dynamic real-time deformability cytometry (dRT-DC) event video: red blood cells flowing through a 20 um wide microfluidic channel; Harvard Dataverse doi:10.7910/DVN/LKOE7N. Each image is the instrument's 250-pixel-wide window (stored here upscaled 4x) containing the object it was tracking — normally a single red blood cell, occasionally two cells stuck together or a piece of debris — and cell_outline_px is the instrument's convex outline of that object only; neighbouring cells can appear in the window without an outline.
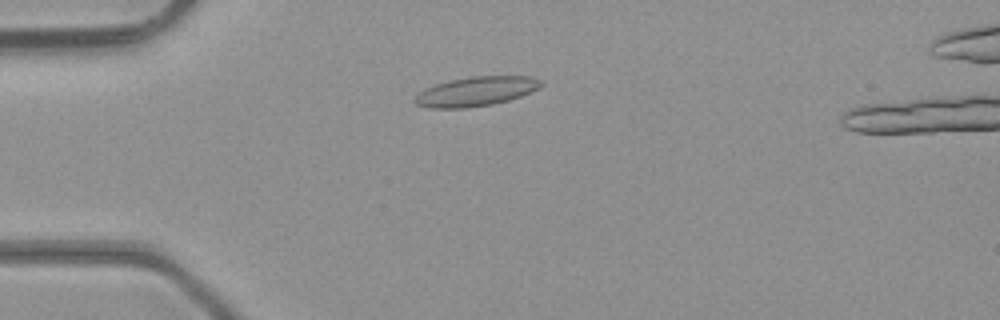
{"species": "common noctule bat (a hibernating species)", "species_latin": "Nyctalus noctula", "temperature_condition": "room temperature", "stored_images_in_passage": 42, "camera_frame_rate_fps": 3000, "um_per_image_px": 0.085, "animal": {"sex": "male", "body_mass_g": 23.1, "forearm_length_mm": 52.7}, "frame": {"image": 1, "passage_image": 7, "time_ms": 2.0, "image_size_px": [1000, 320], "cell_outline_px": [[544, 84], [540, 88], [520, 96], [508, 100], [492, 104], [464, 108], [428, 108], [416, 104], [412, 100], [424, 88], [436, 84], [452, 80], [472, 76], [532, 76], [544, 80]], "centroid_in_image_um": [40.49, 7.76], "position_along_channel_um": 44.5, "area_um2": 21.68}}
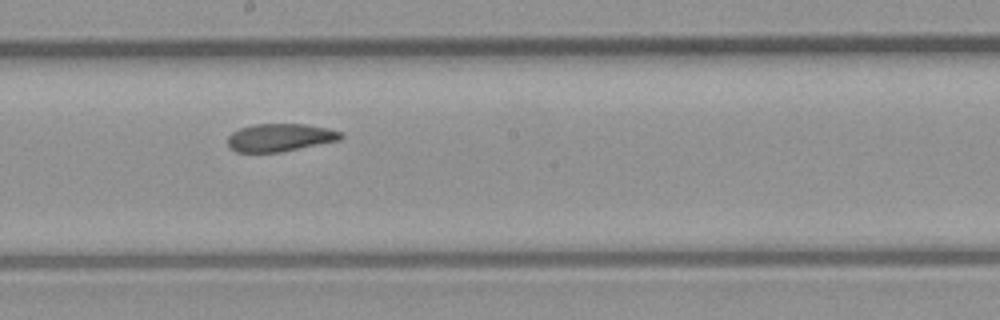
{"frame": {"image": 2, "passage_image": 21, "time_ms": 6.667, "image_size_px": [1000, 320], "cell_outline_px": [[344, 136], [340, 140], [280, 152], [236, 152], [228, 144], [228, 136], [232, 132], [240, 128], [252, 124], [304, 124], [328, 128], [340, 132]], "centroid_in_image_um": [23.79, 11.68], "position_along_channel_um": 224.4, "area_um2": 18.26}}
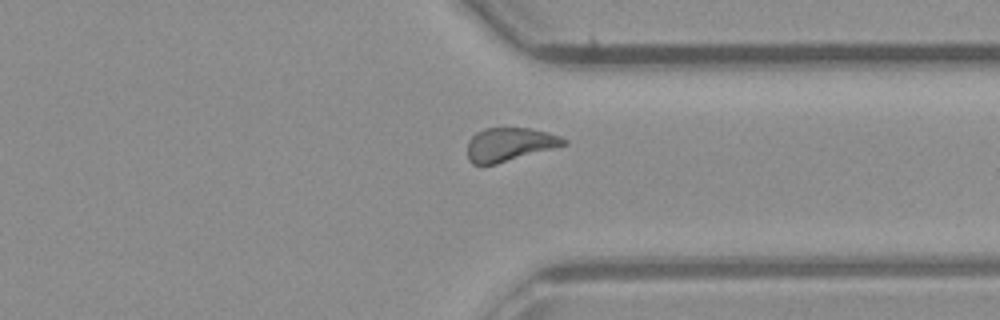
{"frame": {"image": 3, "passage_image": 31, "time_ms": 10.0, "image_size_px": [1000, 320], "cell_outline_px": [[568, 144], [496, 164], [472, 164], [468, 160], [468, 140], [476, 132], [484, 128], [532, 128], [548, 132], [560, 136], [568, 140]], "centroid_in_image_um": [43.32, 12.26], "position_along_channel_um": 368.1, "area_um2": 18.84}, "authors_computed_cell_mechanics": {"area_um2": 19.1607, "velocity_mm_per_s": 4.3229, "shape_relaxation_time_tau1_ms": null, "shape_relaxation_time_tau2_ms": 3.61, "deformation_change_tau1": null, "deformation_change_tau2": 0.0962}}